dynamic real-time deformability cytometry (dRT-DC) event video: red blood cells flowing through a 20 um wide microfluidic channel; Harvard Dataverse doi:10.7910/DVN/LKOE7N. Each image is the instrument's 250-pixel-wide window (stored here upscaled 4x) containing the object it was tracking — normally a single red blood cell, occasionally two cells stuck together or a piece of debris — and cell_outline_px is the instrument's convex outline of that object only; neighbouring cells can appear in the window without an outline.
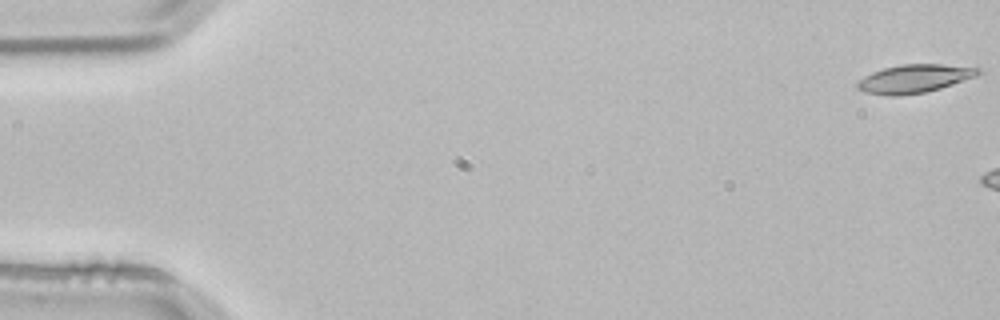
{"species": "common noctule bat (a hibernating species)", "species_latin": "Nyctalus noctula", "temperature_condition": "room temperature", "stored_images_in_passage": 5, "camera_frame_rate_fps": 3000, "um_per_image_px": 0.085, "animal": {"sex": "male", "body_mass_g": 21.5, "forearm_length_mm": 52.0}, "frame": {"image": 1, "passage_image": 1, "time_ms": 0.0, "image_size_px": [1000, 320], "cell_outline_px": [[980, 72], [976, 76], [940, 88], [924, 92], [896, 96], [888, 96], [864, 92], [856, 88], [856, 84], [864, 76], [872, 72], [884, 68], [904, 64], [940, 64], [980, 68]], "centroid_in_image_um": [77.68, 6.69], "position_along_channel_um": 7.3, "area_um2": 19.71}}